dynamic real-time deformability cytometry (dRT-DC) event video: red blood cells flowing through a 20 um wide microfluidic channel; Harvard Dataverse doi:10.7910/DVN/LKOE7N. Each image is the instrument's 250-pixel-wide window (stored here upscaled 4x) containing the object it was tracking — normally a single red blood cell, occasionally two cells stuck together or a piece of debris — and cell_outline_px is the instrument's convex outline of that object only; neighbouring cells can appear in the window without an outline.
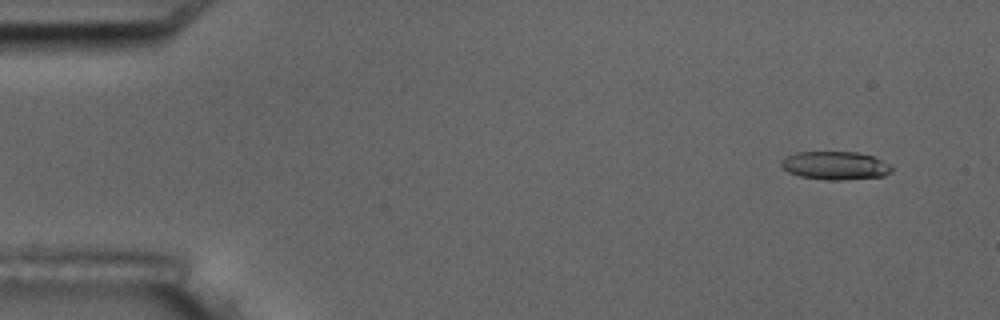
{"species": "common noctule bat (a hibernating species)", "species_latin": "Nyctalus noctula", "temperature_condition": "room temperature", "stored_images_in_passage": 4, "camera_frame_rate_fps": 3000, "um_per_image_px": 0.085, "animal": {"sex": "male", "body_mass_g": 17.5, "forearm_length_mm": 52.3}, "frame": {"image": 1, "passage_image": 1, "time_ms": 0.0, "image_size_px": [1000, 320], "cell_outline_px": [[892, 172], [884, 176], [840, 180], [828, 180], [800, 176], [788, 172], [780, 164], [780, 160], [796, 152], [856, 152], [872, 156], [888, 164], [892, 168]], "centroid_in_image_um": [70.98, 14.07], "position_along_channel_um": 14.0, "area_um2": 18.03}}